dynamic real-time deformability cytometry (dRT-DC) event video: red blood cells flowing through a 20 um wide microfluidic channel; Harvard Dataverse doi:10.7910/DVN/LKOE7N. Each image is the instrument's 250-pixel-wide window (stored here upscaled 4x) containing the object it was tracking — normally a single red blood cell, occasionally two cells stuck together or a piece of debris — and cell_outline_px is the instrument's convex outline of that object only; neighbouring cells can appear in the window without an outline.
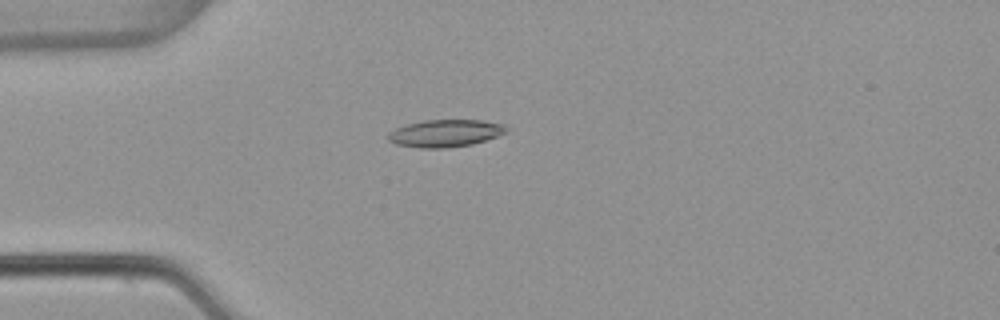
{"species": "common noctule bat (a hibernating species)", "species_latin": "Nyctalus noctula", "temperature_condition": "warm", "stored_images_in_passage": 54, "camera_frame_rate_fps": 3000, "um_per_image_px": 0.085, "animal": {"sex": "female", "body_mass_g": 22.7, "forearm_length_mm": 54.2}, "frame": {"image": 1, "passage_image": 15, "time_ms": 4.667, "image_size_px": [1000, 320], "cell_outline_px": [[508, 132], [472, 144], [444, 148], [420, 148], [396, 144], [388, 140], [388, 132], [396, 128], [408, 124], [424, 120], [480, 120], [504, 124], [508, 128]], "centroid_in_image_um": [37.85, 11.32], "position_along_channel_um": 47.2, "area_um2": 18.73}}
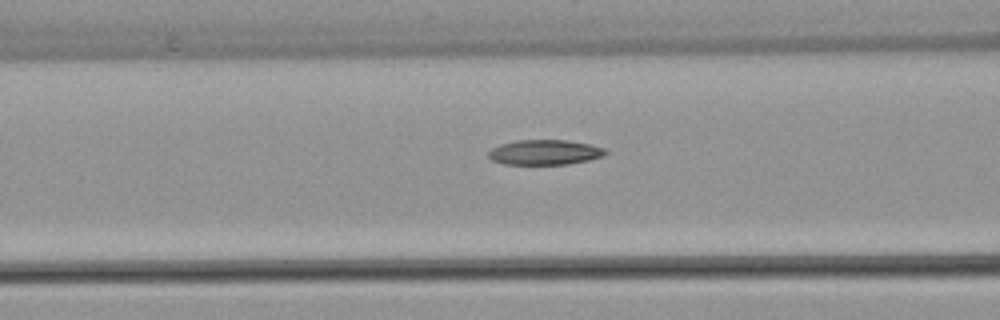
{"frame": {"image": 2, "passage_image": 22, "time_ms": 7.0, "image_size_px": [1000, 320], "cell_outline_px": [[608, 152], [604, 156], [588, 160], [568, 164], [504, 164], [492, 160], [488, 156], [488, 152], [492, 148], [500, 144], [516, 140], [564, 140], [592, 144], [604, 148]], "centroid_in_image_um": [46.31, 12.94], "position_along_channel_um": 120.3, "area_um2": 17.11}}
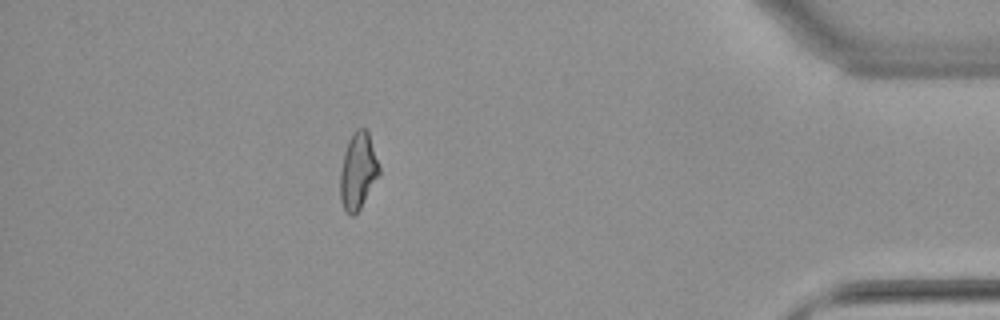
{"frame": {"image": 3, "passage_image": 48, "time_ms": 15.667, "image_size_px": [1000, 320], "cell_outline_px": [[380, 172], [360, 208], [352, 216], [348, 216], [344, 212], [340, 200], [340, 172], [344, 152], [348, 140], [352, 132], [356, 128], [364, 128], [368, 132], [380, 168]], "centroid_in_image_um": [30.4, 14.54], "position_along_channel_um": 404.8, "area_um2": 17.34}, "authors_computed_cell_mechanics": {"area_um2": 17.7157, "velocity_mm_per_s": 3.8254, "shape_relaxation_time_tau1_ms": null, "shape_relaxation_time_tau2_ms": 5.2906, "deformation_change_tau1": null, "deformation_change_tau2": 0.1339}}